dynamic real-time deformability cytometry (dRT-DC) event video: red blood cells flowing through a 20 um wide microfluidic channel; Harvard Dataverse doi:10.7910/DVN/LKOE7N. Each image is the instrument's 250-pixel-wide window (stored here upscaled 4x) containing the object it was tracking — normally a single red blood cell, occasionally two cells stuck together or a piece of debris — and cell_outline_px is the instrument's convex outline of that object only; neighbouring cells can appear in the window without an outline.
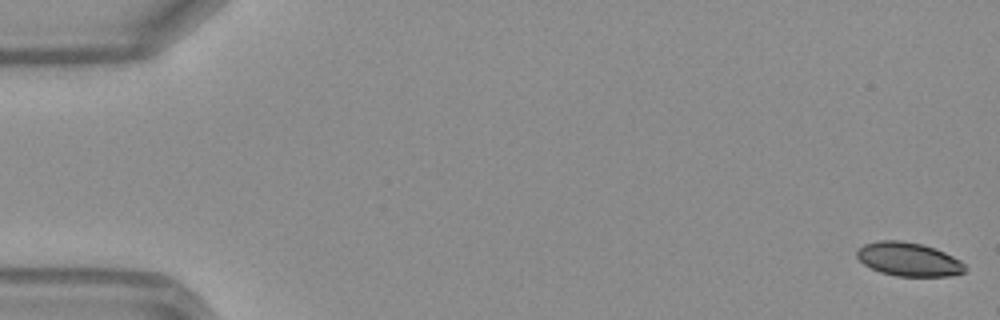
{"species": "Egyptian fruit bat (a non-hibernating species)", "species_latin": "Rousettus aegyptiacus", "temperature_condition": "warm", "stored_images_in_passage": 9, "camera_frame_rate_fps": 3000, "um_per_image_px": 0.085, "frame": {"image": 1, "passage_image": 1, "time_ms": 0.0, "image_size_px": [1000, 320], "cell_outline_px": [[968, 268], [964, 272], [952, 276], [896, 276], [880, 272], [864, 264], [856, 256], [856, 252], [864, 244], [880, 240], [900, 240], [924, 244], [936, 248], [960, 260]], "centroid_in_image_um": [77.26, 22.04], "position_along_channel_um": 7.7, "area_um2": 21.33}}